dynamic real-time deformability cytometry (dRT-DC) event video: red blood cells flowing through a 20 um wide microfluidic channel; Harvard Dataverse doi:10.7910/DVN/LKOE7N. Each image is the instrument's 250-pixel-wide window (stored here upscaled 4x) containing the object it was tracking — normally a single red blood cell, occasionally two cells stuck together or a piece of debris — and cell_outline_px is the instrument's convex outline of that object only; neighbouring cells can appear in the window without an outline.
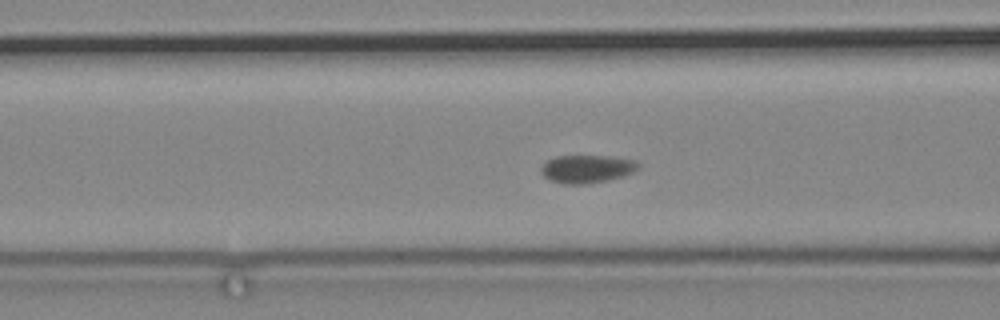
{"species": "common noctule bat (a hibernating species)", "species_latin": "Nyctalus noctula", "temperature_condition": "cold", "stored_images_in_passage": 55, "camera_frame_rate_fps": 3000, "um_per_image_px": 0.085, "animal": {"sex": "male", "body_mass_g": 19.2, "forearm_length_mm": 51.8}, "frame": {"image": 1, "passage_image": 15, "time_ms": 4.667, "image_size_px": [1000, 320], "cell_outline_px": [[640, 164], [632, 172], [624, 176], [608, 180], [588, 184], [564, 184], [552, 180], [544, 176], [540, 172], [540, 168], [548, 160], [556, 156], [608, 156], [636, 160]], "centroid_in_image_um": [49.88, 14.36], "position_along_channel_um": 116.7, "area_um2": 15.78}}
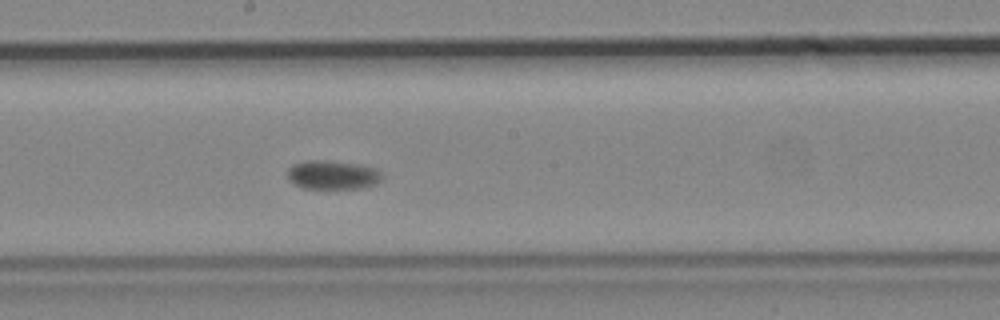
{"frame": {"image": 2, "passage_image": 25, "time_ms": 8.0, "image_size_px": [1000, 320], "cell_outline_px": [[380, 180], [376, 184], [364, 188], [304, 188], [288, 180], [288, 168], [292, 164], [308, 160], [324, 160], [356, 164], [376, 168], [380, 172]], "centroid_in_image_um": [28.25, 14.86], "position_along_channel_um": 220.0, "area_um2": 15.78}}
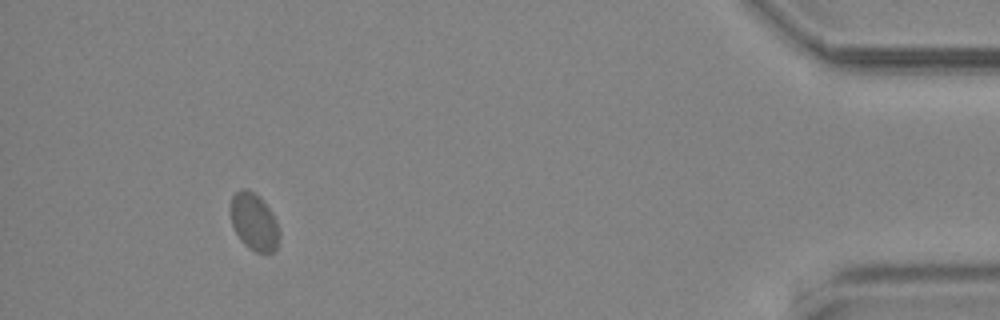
{"frame": {"image": 3, "passage_image": 50, "time_ms": 16.333, "image_size_px": [1000, 320], "cell_outline_px": [[280, 240], [276, 248], [272, 252], [256, 252], [248, 248], [240, 240], [232, 224], [228, 208], [232, 196], [240, 188], [244, 188], [260, 196], [272, 212], [276, 220], [280, 232]], "centroid_in_image_um": [21.58, 18.84], "position_along_channel_um": 413.6, "area_um2": 16.59}}